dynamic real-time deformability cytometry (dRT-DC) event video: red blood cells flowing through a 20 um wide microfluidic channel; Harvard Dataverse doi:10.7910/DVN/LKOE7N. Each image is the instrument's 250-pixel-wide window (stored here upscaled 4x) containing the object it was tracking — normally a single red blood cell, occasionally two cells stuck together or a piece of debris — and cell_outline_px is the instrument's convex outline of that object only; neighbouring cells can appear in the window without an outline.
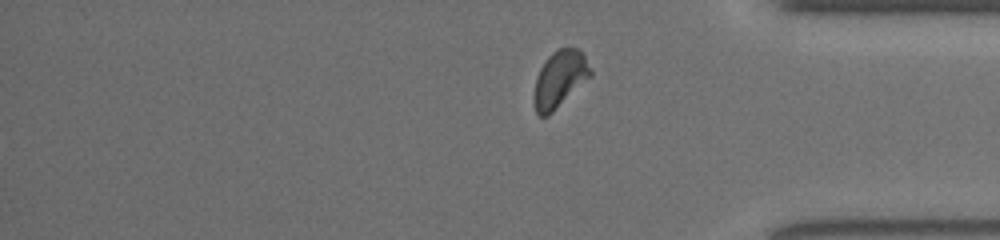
{"species": "common noctule bat (a hibernating species)", "species_latin": "Nyctalus noctula", "temperature_condition": "room temperature", "stored_images_in_passage": 47, "segment_of_instrument_passage": [2, 2], "camera_frame_rate_fps": 3000, "um_per_image_px": 0.085, "animal": {"sex": "female", "body_mass_g": 19.5, "forearm_length_mm": 54.1}, "frame": {"image": 1, "passage_image": 47, "time_ms": 15.333, "image_size_px": [1000, 240], "cell_outline_px": [[592, 76], [548, 116], [540, 116], [536, 112], [532, 100], [532, 96], [536, 76], [540, 68], [548, 56], [556, 48], [580, 48], [592, 72]], "centroid_in_image_um": [47.55, 6.72], "position_along_channel_um": 387.7, "area_um2": 18.9}}